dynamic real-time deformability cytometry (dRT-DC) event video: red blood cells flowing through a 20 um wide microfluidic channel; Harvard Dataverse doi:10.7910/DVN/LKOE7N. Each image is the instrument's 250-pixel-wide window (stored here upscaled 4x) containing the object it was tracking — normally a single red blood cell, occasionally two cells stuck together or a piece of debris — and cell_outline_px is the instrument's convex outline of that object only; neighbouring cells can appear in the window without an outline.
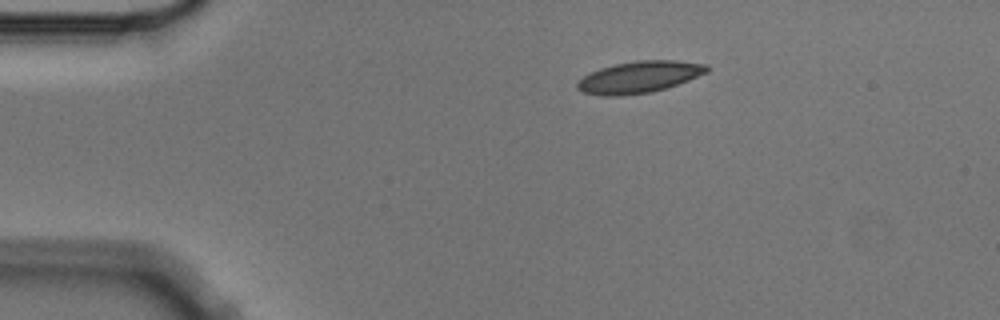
{"species": "Egyptian fruit bat (a non-hibernating species)", "species_latin": "Rousettus aegyptiacus", "temperature_condition": "cold", "stored_images_in_passage": 3, "camera_frame_rate_fps": 3000, "um_per_image_px": 0.085, "animal": {"sex": "male"}, "frame": {"image": 1, "passage_image": 3, "time_ms": 0.667, "image_size_px": [1000, 320], "cell_outline_px": [[708, 72], [688, 80], [652, 92], [620, 96], [600, 96], [584, 92], [576, 88], [576, 84], [584, 76], [600, 68], [616, 64], [636, 60], [676, 60], [708, 64]], "centroid_in_image_um": [54.34, 6.55], "position_along_channel_um": 30.7, "area_um2": 23.81}}